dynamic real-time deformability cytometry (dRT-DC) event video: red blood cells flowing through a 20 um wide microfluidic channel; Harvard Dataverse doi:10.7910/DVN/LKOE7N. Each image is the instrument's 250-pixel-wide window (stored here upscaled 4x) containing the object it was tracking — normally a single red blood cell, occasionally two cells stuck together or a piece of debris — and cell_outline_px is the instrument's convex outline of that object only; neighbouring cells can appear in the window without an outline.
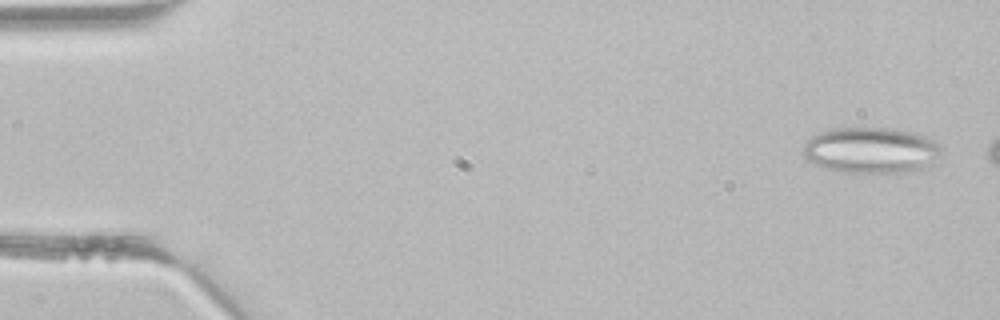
{"species": "common noctule bat (a hibernating species)", "species_latin": "Nyctalus noctula", "temperature_condition": "room temperature", "stored_images_in_passage": 5, "camera_frame_rate_fps": 3000, "um_per_image_px": 0.085, "animal": {"sex": "male", "body_mass_g": 21.5, "forearm_length_mm": 52.0}, "frame": {"image": 1, "passage_image": 1, "time_ms": 0.0, "image_size_px": [1000, 320], "cell_outline_px": [[944, 148], [932, 164], [916, 172], [840, 172], [820, 168], [808, 160], [804, 156], [804, 144], [812, 136], [828, 128], [892, 128], [916, 132], [932, 140]], "centroid_in_image_um": [74.05, 12.77], "position_along_channel_um": 11.0, "area_um2": 37.45}}